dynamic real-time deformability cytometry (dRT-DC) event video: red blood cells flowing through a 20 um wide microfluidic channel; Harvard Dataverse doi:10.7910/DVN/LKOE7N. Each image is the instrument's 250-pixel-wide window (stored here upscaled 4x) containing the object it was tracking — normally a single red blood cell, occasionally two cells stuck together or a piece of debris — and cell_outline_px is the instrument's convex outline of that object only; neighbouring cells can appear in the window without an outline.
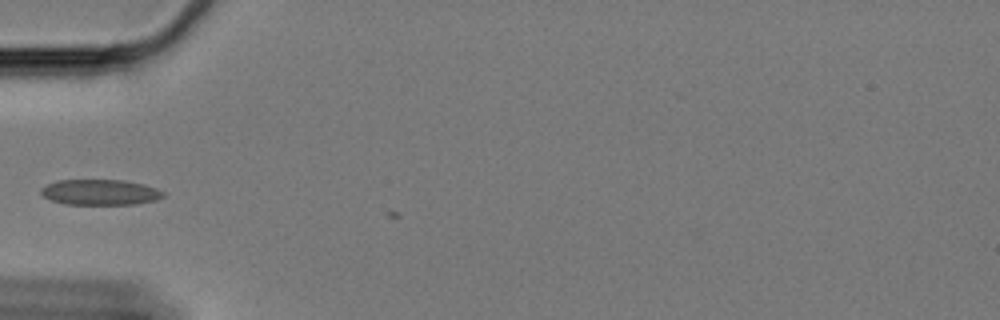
{"species": "Egyptian fruit bat (a non-hibernating species)", "species_latin": "Rousettus aegyptiacus", "temperature_condition": "cold", "stored_images_in_passage": 2, "camera_frame_rate_fps": 3000, "um_per_image_px": 0.085, "animal": {"sex": "female"}, "frame": {"image": 1, "passage_image": 1, "time_ms": 0.0, "image_size_px": [1000, 320], "cell_outline_px": [[164, 196], [156, 200], [136, 204], [64, 204], [52, 200], [44, 196], [40, 192], [40, 188], [48, 184], [60, 180], [124, 180], [144, 184], [156, 188], [164, 192]], "centroid_in_image_um": [8.53, 16.34], "position_along_channel_um": 76.5, "area_um2": 18.15}}